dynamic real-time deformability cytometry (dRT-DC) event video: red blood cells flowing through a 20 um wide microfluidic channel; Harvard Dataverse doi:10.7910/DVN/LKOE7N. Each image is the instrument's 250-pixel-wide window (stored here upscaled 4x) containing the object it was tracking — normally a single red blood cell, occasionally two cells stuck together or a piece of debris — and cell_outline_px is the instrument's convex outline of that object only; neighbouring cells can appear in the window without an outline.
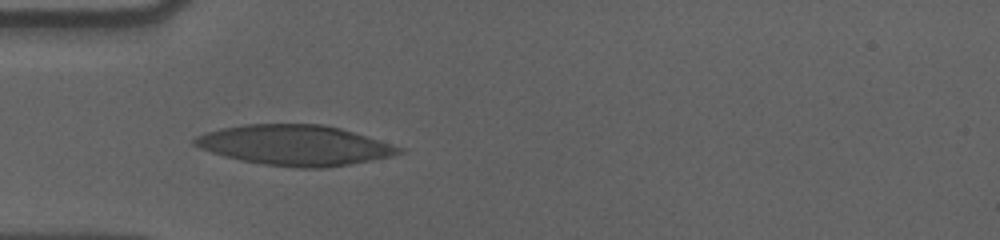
{"species": "human", "species_latin": "Homo sapiens", "temperature_condition": "cold", "stored_images_in_passage": 31, "camera_frame_rate_fps": 3000, "um_per_image_px": 0.085, "donor": {"sex": "male"}, "frame": {"image": 1, "passage_image": 1, "time_ms": 0.0, "image_size_px": [1000, 240], "cell_outline_px": [[404, 152], [392, 156], [328, 168], [296, 168], [264, 164], [240, 160], [224, 156], [200, 148], [192, 144], [192, 140], [196, 136], [204, 132], [220, 128], [244, 124], [324, 124], [340, 128], [380, 140], [404, 148]], "centroid_in_image_um": [25.05, 12.34], "position_along_channel_um": 60.0, "area_um2": 48.09}}
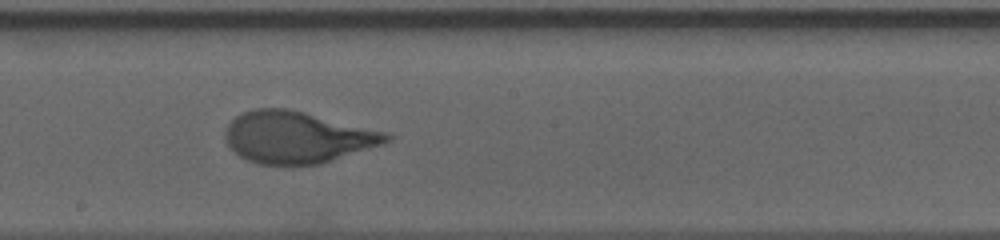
{"frame": {"image": 2, "passage_image": 15, "time_ms": 4.667, "image_size_px": [1000, 240], "cell_outline_px": [[392, 140], [384, 144], [320, 164], [292, 168], [256, 164], [232, 152], [224, 136], [224, 132], [228, 124], [236, 116], [252, 108], [288, 108], [384, 132], [392, 136]], "centroid_in_image_um": [25.21, 11.71], "position_along_channel_um": 223.0, "area_um2": 49.25}}
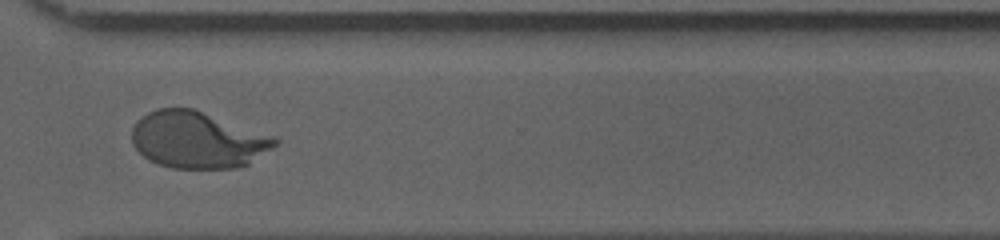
{"frame": {"image": 3, "passage_image": 26, "time_ms": 8.333, "image_size_px": [1000, 240], "cell_outline_px": [[280, 140], [272, 148], [248, 164], [236, 168], [172, 168], [160, 164], [144, 156], [132, 144], [132, 128], [136, 120], [148, 112], [156, 108], [192, 108], [276, 136]], "centroid_in_image_um": [16.81, 11.88], "position_along_channel_um": 353.8, "area_um2": 47.22}, "authors_computed_cell_mechanics": {"area_um2": 48.4942, "velocity_mm_per_s": 3.562, "shape_relaxation_time_tau1_ms": 4.3904, "shape_relaxation_time_tau2_ms": null, "deformation_change_tau1": 0.2107, "deformation_change_tau2": null}}